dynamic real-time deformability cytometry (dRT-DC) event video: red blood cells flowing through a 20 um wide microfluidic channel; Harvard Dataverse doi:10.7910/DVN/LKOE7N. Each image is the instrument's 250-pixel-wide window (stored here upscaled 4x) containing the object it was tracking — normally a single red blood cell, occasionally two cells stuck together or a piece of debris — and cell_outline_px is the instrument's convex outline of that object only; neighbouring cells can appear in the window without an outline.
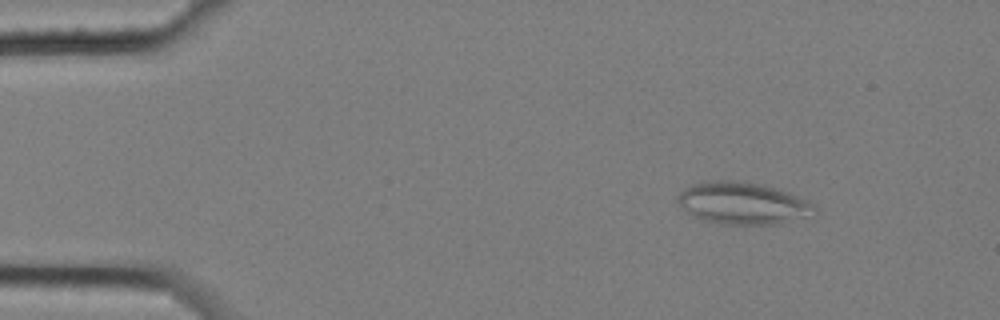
{"species": "common noctule bat (a hibernating species)", "species_latin": "Nyctalus noctula", "temperature_condition": "cold", "stored_images_in_passage": 5, "camera_frame_rate_fps": 3000, "um_per_image_px": 0.085, "animal": {"sex": "female", "body_mass_g": 25.1}, "frame": {"image": 1, "passage_image": 3, "time_ms": 0.667, "image_size_px": [1000, 320], "cell_outline_px": [[816, 212], [804, 216], [776, 224], [724, 224], [704, 220], [688, 212], [676, 200], [676, 196], [684, 188], [692, 184], [704, 180], [732, 180], [760, 184], [776, 188], [788, 192], [808, 200], [816, 204]], "centroid_in_image_um": [63.11, 17.25], "position_along_channel_um": 21.9, "area_um2": 33.29}}